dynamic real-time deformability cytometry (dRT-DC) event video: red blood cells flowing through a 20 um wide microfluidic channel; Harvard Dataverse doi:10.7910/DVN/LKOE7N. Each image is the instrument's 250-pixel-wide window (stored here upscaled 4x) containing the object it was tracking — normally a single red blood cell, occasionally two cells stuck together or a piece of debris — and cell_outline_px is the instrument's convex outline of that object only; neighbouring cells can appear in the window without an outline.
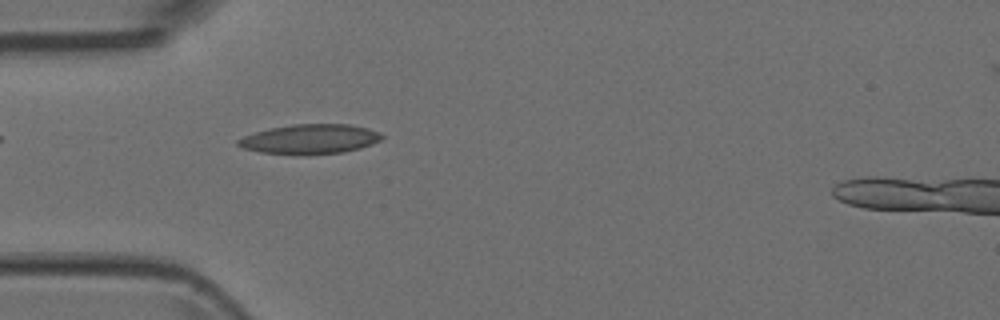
{"species": "Egyptian fruit bat (a non-hibernating species)", "species_latin": "Rousettus aegyptiacus", "temperature_condition": "room temperature", "stored_images_in_passage": 5, "camera_frame_rate_fps": 3000, "um_per_image_px": 0.085, "animal": {"sex": "female"}, "frame": {"image": 1, "passage_image": 5, "time_ms": 1.333, "image_size_px": [1000, 320], "cell_outline_px": [[384, 136], [380, 140], [372, 144], [360, 148], [344, 152], [260, 152], [240, 148], [236, 144], [236, 140], [244, 136], [256, 132], [272, 128], [292, 124], [348, 124], [368, 128], [380, 132]], "centroid_in_image_um": [26.37, 11.78], "position_along_channel_um": 58.6, "area_um2": 23.99}}